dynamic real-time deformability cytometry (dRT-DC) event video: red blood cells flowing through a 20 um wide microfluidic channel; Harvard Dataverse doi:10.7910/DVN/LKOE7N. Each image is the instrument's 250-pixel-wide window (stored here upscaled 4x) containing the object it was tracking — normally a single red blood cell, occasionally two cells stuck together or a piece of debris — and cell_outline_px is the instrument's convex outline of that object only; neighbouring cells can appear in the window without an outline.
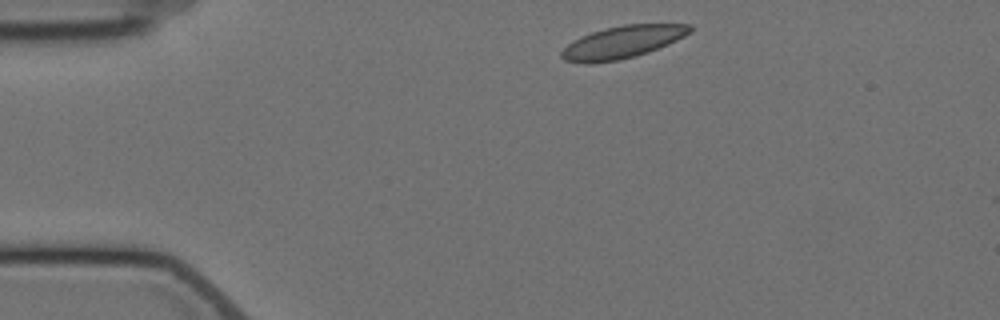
{"species": "Egyptian fruit bat (a non-hibernating species)", "species_latin": "Rousettus aegyptiacus", "temperature_condition": "cold", "stored_images_in_passage": 4, "camera_frame_rate_fps": 3000, "um_per_image_px": 0.085, "animal": {"sex": "female"}, "frame": {"image": 1, "passage_image": 1, "time_ms": 0.0, "image_size_px": [1000, 320], "cell_outline_px": [[692, 32], [668, 44], [648, 52], [636, 56], [620, 60], [588, 64], [584, 64], [564, 60], [560, 56], [560, 52], [572, 40], [580, 36], [604, 28], [624, 24], [692, 24]], "centroid_in_image_um": [52.88, 3.58], "position_along_channel_um": 32.1, "area_um2": 24.45}}
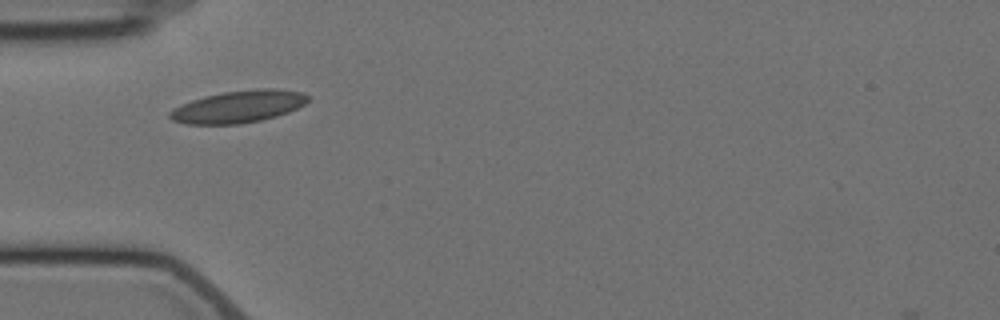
{"frame": {"image": 2, "passage_image": 3, "time_ms": 2.333, "image_size_px": [1000, 320], "cell_outline_px": [[308, 100], [304, 104], [288, 112], [276, 116], [260, 120], [240, 124], [184, 124], [172, 120], [168, 116], [168, 112], [172, 108], [180, 104], [204, 96], [224, 92], [256, 88], [276, 88], [304, 92], [308, 96]], "centroid_in_image_um": [20.23, 9.05], "position_along_channel_um": 64.8, "area_um2": 26.07}}
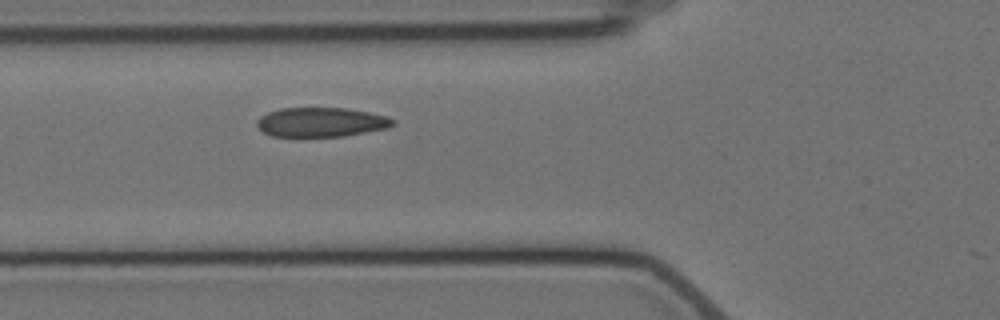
{"frame": {"image": 3, "passage_image": 4, "time_ms": 3.333, "image_size_px": [1000, 320], "cell_outline_px": [[396, 124], [388, 128], [344, 136], [272, 136], [264, 132], [256, 124], [256, 120], [260, 116], [268, 112], [280, 108], [348, 108], [388, 116], [396, 120]], "centroid_in_image_um": [27.33, 10.37], "position_along_channel_um": 98.5, "area_um2": 23.35}}